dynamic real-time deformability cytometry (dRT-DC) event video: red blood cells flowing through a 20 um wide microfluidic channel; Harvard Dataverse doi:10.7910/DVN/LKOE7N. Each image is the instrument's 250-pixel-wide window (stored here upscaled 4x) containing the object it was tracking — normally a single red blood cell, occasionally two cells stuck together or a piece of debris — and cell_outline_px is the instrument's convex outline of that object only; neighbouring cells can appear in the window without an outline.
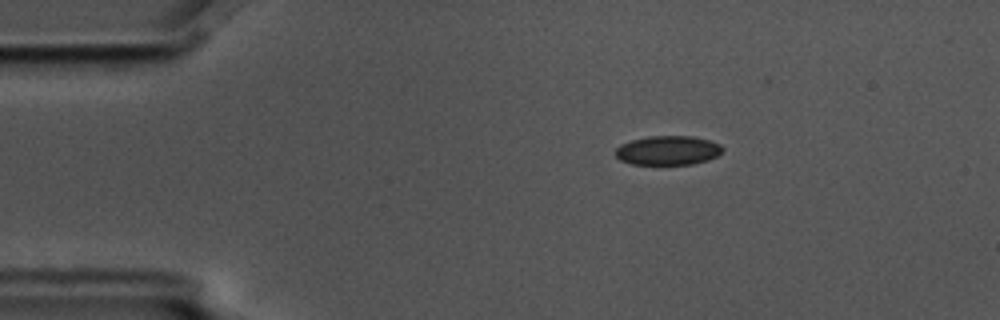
{"species": "common noctule bat (a hibernating species)", "species_latin": "Nyctalus noctula", "temperature_condition": "cold", "stored_images_in_passage": 5, "camera_frame_rate_fps": 3000, "um_per_image_px": 0.085, "animal": {"sex": "male", "body_mass_g": 17.5, "forearm_length_mm": 52.3}, "frame": {"image": 1, "passage_image": 3, "time_ms": 0.667, "image_size_px": [1000, 320], "cell_outline_px": [[724, 148], [716, 156], [708, 160], [692, 164], [632, 164], [620, 160], [612, 152], [620, 144], [632, 140], [652, 136], [692, 136], [708, 140], [720, 144]], "centroid_in_image_um": [56.74, 12.78], "position_along_channel_um": 28.3, "area_um2": 18.21}}
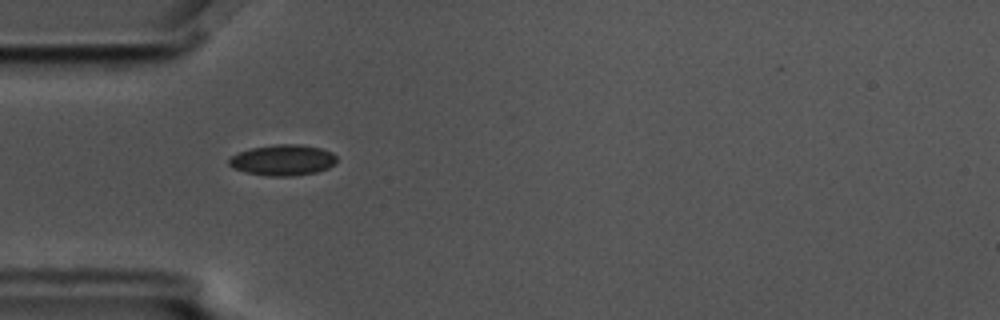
{"frame": {"image": 2, "passage_image": 5, "time_ms": 1.333, "image_size_px": [1000, 320], "cell_outline_px": [[336, 164], [328, 168], [316, 172], [292, 176], [268, 176], [244, 172], [232, 168], [228, 164], [228, 160], [232, 156], [240, 152], [252, 148], [276, 144], [300, 144], [320, 148], [332, 152], [336, 156]], "centroid_in_image_um": [24.04, 13.61], "position_along_channel_um": 61.0, "area_um2": 19.42}}